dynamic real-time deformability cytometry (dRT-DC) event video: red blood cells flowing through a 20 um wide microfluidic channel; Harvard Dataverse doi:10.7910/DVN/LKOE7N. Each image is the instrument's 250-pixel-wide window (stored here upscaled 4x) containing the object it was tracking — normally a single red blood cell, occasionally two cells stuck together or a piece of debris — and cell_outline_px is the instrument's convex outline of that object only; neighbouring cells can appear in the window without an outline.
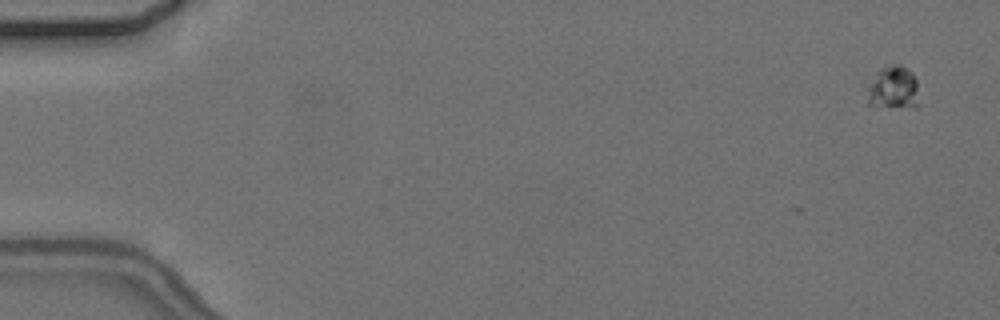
{"species": "common noctule bat (a hibernating species)", "species_latin": "Nyctalus noctula", "temperature_condition": "cold", "stored_images_in_passage": 5, "camera_frame_rate_fps": 3000, "um_per_image_px": 0.085, "animal": {"sex": "female", "body_mass_g": 24.6, "forearm_length_mm": 56.2}, "frame": {"image": 1, "passage_image": 2, "time_ms": 1.0, "image_size_px": [1000, 320], "cell_outline_px": [[916, 108], [888, 108], [868, 104], [868, 84], [876, 72], [880, 68], [896, 64], [900, 64], [912, 72], [916, 80]], "centroid_in_image_um": [75.9, 7.48], "position_along_channel_um": 9.1, "area_um2": 13.06}}